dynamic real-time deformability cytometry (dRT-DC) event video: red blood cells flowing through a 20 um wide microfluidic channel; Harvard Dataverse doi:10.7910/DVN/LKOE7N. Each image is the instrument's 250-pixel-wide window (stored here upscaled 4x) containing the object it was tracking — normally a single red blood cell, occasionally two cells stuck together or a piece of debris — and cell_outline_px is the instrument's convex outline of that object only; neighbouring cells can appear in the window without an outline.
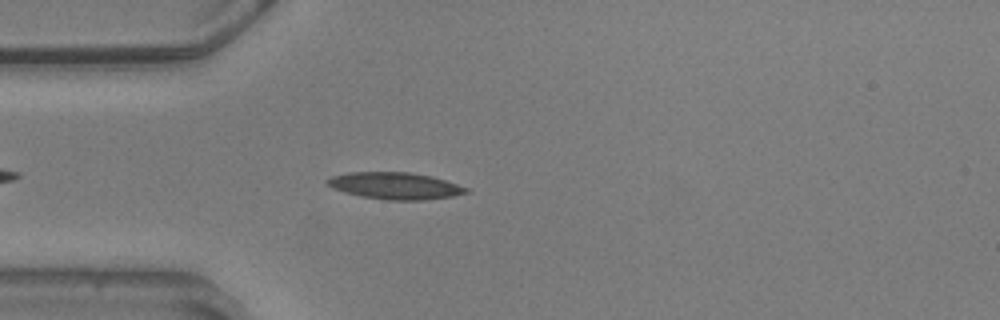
{"species": "common noctule bat (a hibernating species)", "species_latin": "Nyctalus noctula", "temperature_condition": "warm", "stored_images_in_passage": 47, "camera_frame_rate_fps": 3000, "um_per_image_px": 0.085, "animal": {"sex": "male", "body_mass_g": 20.5, "forearm_length_mm": 52.5}, "frame": {"image": 1, "passage_image": 6, "time_ms": 1.667, "image_size_px": [1000, 320], "cell_outline_px": [[468, 192], [452, 196], [424, 200], [388, 200], [360, 196], [344, 192], [332, 188], [324, 180], [332, 176], [348, 172], [408, 172], [432, 176], [468, 188]], "centroid_in_image_um": [33.54, 15.79], "position_along_channel_um": 51.5, "area_um2": 21.62}}
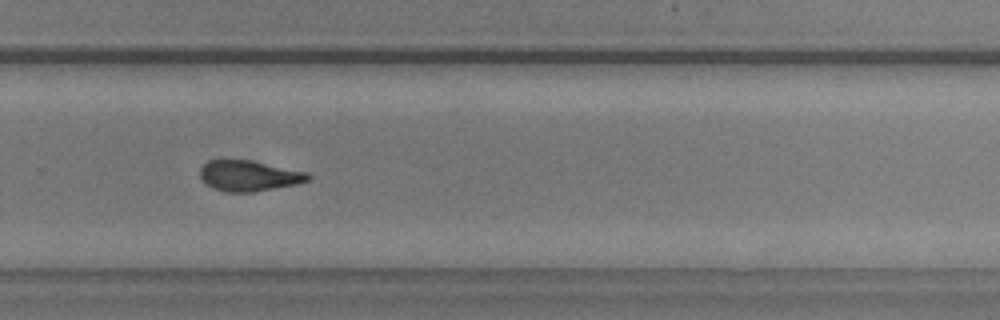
{"frame": {"image": 2, "passage_image": 28, "time_ms": 9.0, "image_size_px": [1000, 320], "cell_outline_px": [[312, 176], [308, 180], [296, 184], [252, 192], [228, 192], [212, 188], [200, 176], [200, 168], [208, 160], [252, 160], [308, 172]], "centroid_in_image_um": [21.18, 14.93], "position_along_channel_um": 308.6, "area_um2": 19.19}}
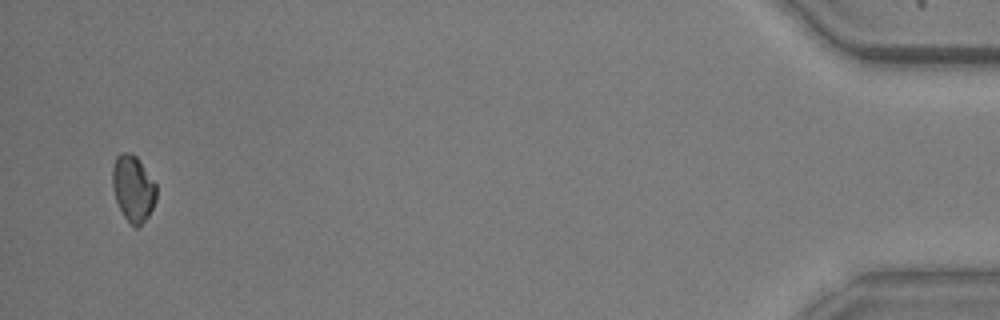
{"frame": {"image": 3, "passage_image": 45, "time_ms": 14.667, "image_size_px": [1000, 320], "cell_outline_px": [[156, 200], [148, 216], [140, 228], [136, 228], [124, 216], [116, 200], [112, 188], [112, 168], [116, 156], [120, 152], [132, 152], [136, 156], [156, 184]], "centroid_in_image_um": [11.31, 16.0], "position_along_channel_um": 423.9, "area_um2": 16.99}, "authors_computed_cell_mechanics": {"area_um2": 19.5942, "velocity_mm_per_s": 3.595, "shape_relaxation_time_tau1_ms": 4.6359, "shape_relaxation_time_tau2_ms": 2.6605, "deformation_change_tau1": 0.1723, "deformation_change_tau2": 0.1035}}